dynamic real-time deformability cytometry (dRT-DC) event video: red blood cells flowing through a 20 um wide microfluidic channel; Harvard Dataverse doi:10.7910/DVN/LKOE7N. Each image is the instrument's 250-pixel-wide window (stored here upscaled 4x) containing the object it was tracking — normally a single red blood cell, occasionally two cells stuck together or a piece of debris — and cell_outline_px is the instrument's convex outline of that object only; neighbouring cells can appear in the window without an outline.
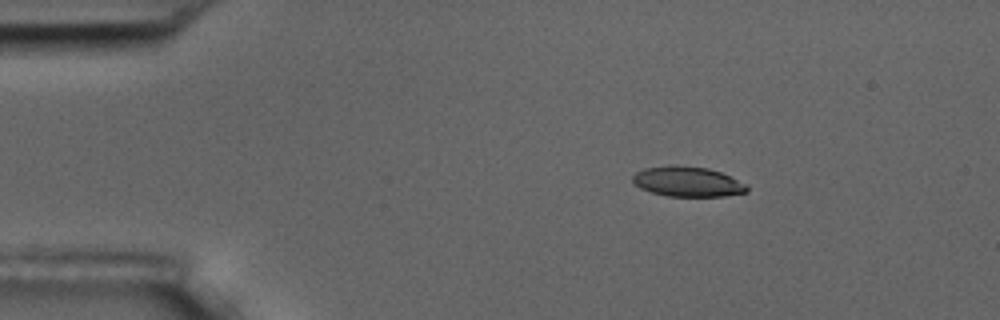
{"species": "common noctule bat (a hibernating species)", "species_latin": "Nyctalus noctula", "temperature_condition": "room temperature", "stored_images_in_passage": 4, "camera_frame_rate_fps": 3000, "um_per_image_px": 0.085, "animal": {"sex": "male", "body_mass_g": 17.5, "forearm_length_mm": 52.3}, "frame": {"image": 1, "passage_image": 2, "time_ms": 1.333, "image_size_px": [1000, 320], "cell_outline_px": [[748, 192], [724, 196], [668, 196], [652, 192], [640, 188], [632, 180], [632, 176], [636, 172], [644, 168], [672, 164], [676, 164], [708, 168], [720, 172], [748, 184]], "centroid_in_image_um": [58.45, 15.42], "position_along_channel_um": 26.5, "area_um2": 20.17}}